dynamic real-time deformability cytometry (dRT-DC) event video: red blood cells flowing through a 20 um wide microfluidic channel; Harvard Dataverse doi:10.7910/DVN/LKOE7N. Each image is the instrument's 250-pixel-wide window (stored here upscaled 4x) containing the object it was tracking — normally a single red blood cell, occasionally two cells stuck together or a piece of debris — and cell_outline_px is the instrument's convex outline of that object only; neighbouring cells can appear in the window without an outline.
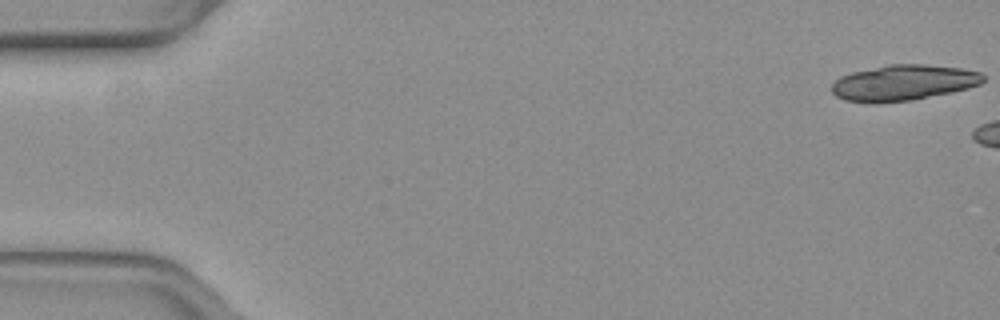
{"species": "common noctule bat (a hibernating species)", "species_latin": "Nyctalus noctula", "temperature_condition": "warm", "stored_images_in_passage": 6, "camera_frame_rate_fps": 3000, "um_per_image_px": 0.085, "animal": {"sex": "female", "body_mass_g": 19.3, "forearm_length_mm": 54.1}, "frame": {"image": 1, "passage_image": 1, "time_ms": 0.0, "image_size_px": [1000, 320], "cell_outline_px": [[984, 80], [980, 84], [968, 88], [952, 92], [912, 100], [876, 104], [868, 104], [844, 100], [836, 96], [832, 92], [832, 84], [840, 76], [852, 72], [888, 64], [924, 64], [960, 68], [980, 72], [984, 76]], "centroid_in_image_um": [76.75, 7.04], "position_along_channel_um": 8.2, "area_um2": 31.79}}